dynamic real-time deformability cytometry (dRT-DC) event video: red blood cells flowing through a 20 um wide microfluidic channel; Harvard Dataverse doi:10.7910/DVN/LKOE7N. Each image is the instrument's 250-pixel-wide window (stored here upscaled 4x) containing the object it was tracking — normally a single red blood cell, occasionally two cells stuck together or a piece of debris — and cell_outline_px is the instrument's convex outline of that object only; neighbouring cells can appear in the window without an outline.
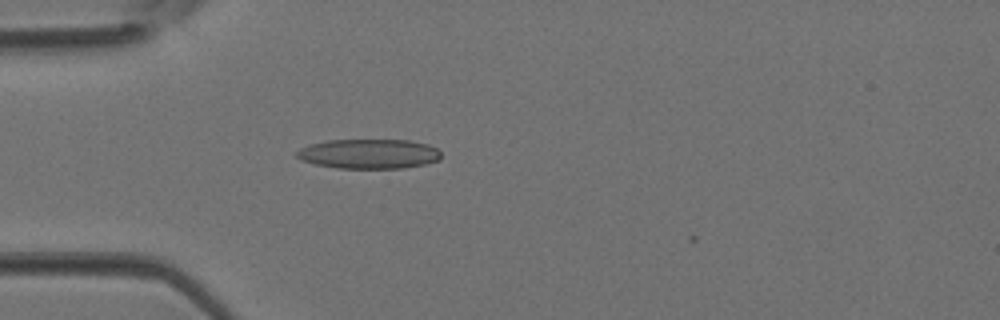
{"species": "Egyptian fruit bat (a non-hibernating species)", "species_latin": "Rousettus aegyptiacus", "temperature_condition": "room temperature", "stored_images_in_passage": 1, "camera_frame_rate_fps": 3000, "um_per_image_px": 0.085, "animal": {"sex": "female"}, "frame": {"image": 1, "passage_image": 1, "time_ms": 0.0, "image_size_px": [1000, 320], "cell_outline_px": [[440, 160], [424, 164], [404, 168], [336, 168], [316, 164], [300, 160], [296, 156], [296, 152], [300, 148], [312, 144], [328, 140], [408, 140], [428, 144], [436, 148], [440, 152]], "centroid_in_image_um": [31.36, 13.08], "position_along_channel_um": 53.6, "area_um2": 24.91}}